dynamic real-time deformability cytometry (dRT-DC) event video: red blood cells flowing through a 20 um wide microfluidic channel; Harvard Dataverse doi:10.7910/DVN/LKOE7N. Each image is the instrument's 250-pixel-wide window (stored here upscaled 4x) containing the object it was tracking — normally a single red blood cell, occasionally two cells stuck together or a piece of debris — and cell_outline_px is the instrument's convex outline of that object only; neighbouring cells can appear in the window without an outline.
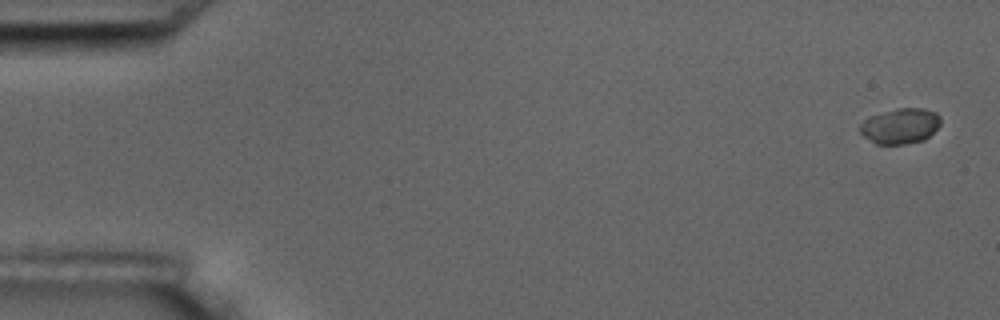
{"species": "common noctule bat (a hibernating species)", "species_latin": "Nyctalus noctula", "temperature_condition": "room temperature", "stored_images_in_passage": 12, "camera_frame_rate_fps": 3000, "um_per_image_px": 0.085, "animal": {"sex": "male", "body_mass_g": 17.5, "forearm_length_mm": 52.3}, "frame": {"image": 1, "passage_image": 1, "time_ms": 0.0, "image_size_px": [1000, 320], "cell_outline_px": [[940, 124], [924, 140], [904, 144], [876, 144], [864, 136], [860, 132], [860, 124], [868, 116], [896, 108], [924, 108], [936, 112], [940, 116]], "centroid_in_image_um": [76.51, 10.69], "position_along_channel_um": 8.5, "area_um2": 16.65}}
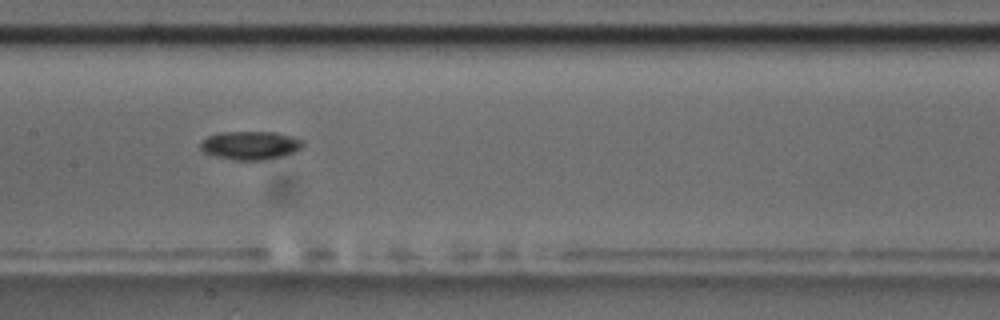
{"frame": {"image": 2, "passage_image": 9, "time_ms": 9.0, "image_size_px": [1000, 320], "cell_outline_px": [[304, 144], [296, 152], [264, 160], [236, 160], [216, 156], [204, 152], [200, 148], [200, 144], [208, 136], [216, 132], [276, 132], [292, 136], [300, 140]], "centroid_in_image_um": [21.27, 12.35], "position_along_channel_um": 186.1, "area_um2": 16.88}}
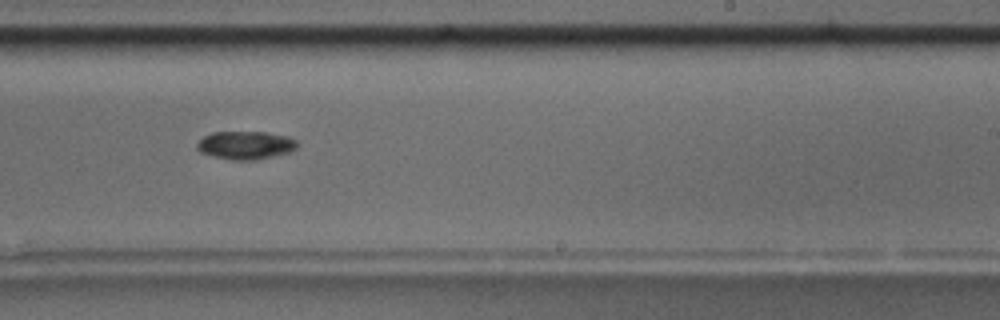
{"frame": {"image": 3, "passage_image": 11, "time_ms": 11.333, "image_size_px": [1000, 320], "cell_outline_px": [[296, 148], [288, 152], [272, 156], [252, 160], [232, 160], [212, 156], [200, 152], [196, 148], [196, 144], [204, 136], [212, 132], [268, 132], [288, 136], [296, 140]], "centroid_in_image_um": [20.84, 12.33], "position_along_channel_um": 268.2, "area_um2": 16.36}}